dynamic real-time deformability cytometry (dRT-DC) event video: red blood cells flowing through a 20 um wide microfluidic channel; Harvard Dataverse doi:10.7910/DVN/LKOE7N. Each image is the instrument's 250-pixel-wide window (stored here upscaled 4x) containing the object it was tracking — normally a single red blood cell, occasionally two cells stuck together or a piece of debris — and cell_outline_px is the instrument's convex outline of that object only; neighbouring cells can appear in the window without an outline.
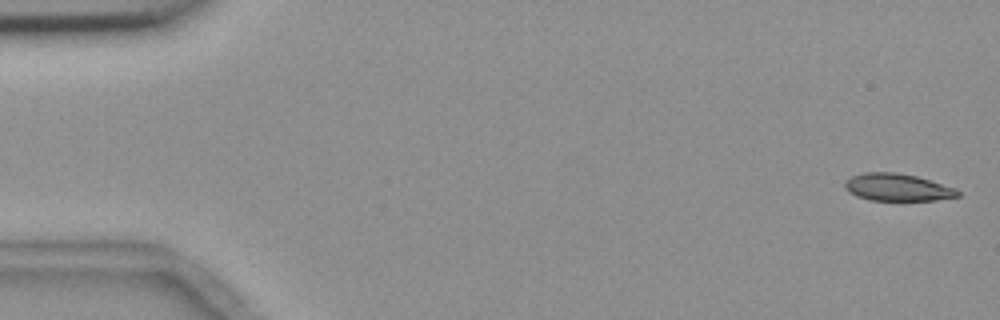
{"species": "common noctule bat (a hibernating species)", "species_latin": "Nyctalus noctula", "temperature_condition": "room temperature", "stored_images_in_passage": 56, "camera_frame_rate_fps": 3000, "um_per_image_px": 0.085, "animal": {"sex": "female", "body_mass_g": 18.4}, "frame": {"image": 1, "passage_image": 2, "time_ms": 0.333, "image_size_px": [1000, 320], "cell_outline_px": [[960, 196], [936, 200], [868, 200], [856, 196], [848, 192], [844, 188], [844, 180], [852, 176], [864, 172], [896, 172], [916, 176], [956, 188], [960, 192]], "centroid_in_image_um": [76.24, 15.92], "position_along_channel_um": 8.8, "area_um2": 18.09}}
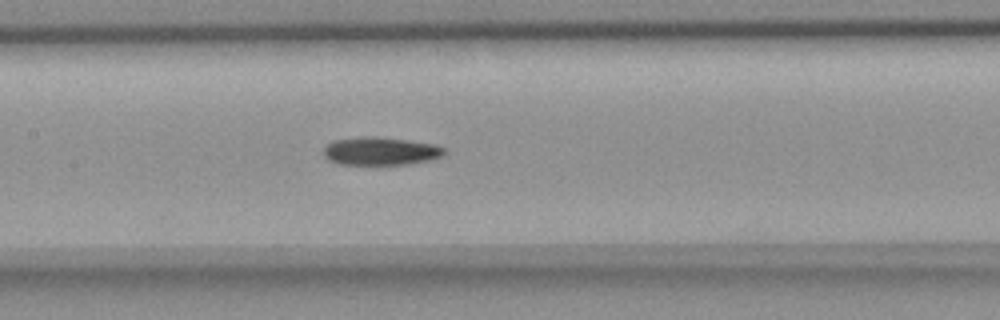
{"frame": {"image": 2, "passage_image": 27, "time_ms": 8.667, "image_size_px": [1000, 320], "cell_outline_px": [[444, 156], [432, 160], [412, 164], [340, 164], [328, 160], [324, 156], [324, 148], [332, 140], [364, 136], [376, 136], [436, 144], [444, 148]], "centroid_in_image_um": [32.37, 12.84], "position_along_channel_um": 175.0, "area_um2": 19.88}}
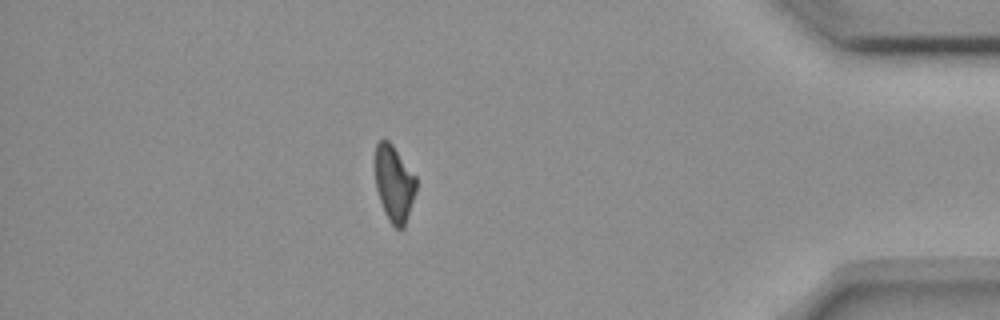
{"frame": {"image": 3, "passage_image": 49, "time_ms": 16.0, "image_size_px": [1000, 320], "cell_outline_px": [[416, 192], [404, 228], [396, 228], [388, 220], [384, 212], [376, 188], [376, 144], [380, 140], [388, 140], [392, 144], [416, 176]], "centroid_in_image_um": [33.52, 15.62], "position_along_channel_um": 401.7, "area_um2": 18.09}}